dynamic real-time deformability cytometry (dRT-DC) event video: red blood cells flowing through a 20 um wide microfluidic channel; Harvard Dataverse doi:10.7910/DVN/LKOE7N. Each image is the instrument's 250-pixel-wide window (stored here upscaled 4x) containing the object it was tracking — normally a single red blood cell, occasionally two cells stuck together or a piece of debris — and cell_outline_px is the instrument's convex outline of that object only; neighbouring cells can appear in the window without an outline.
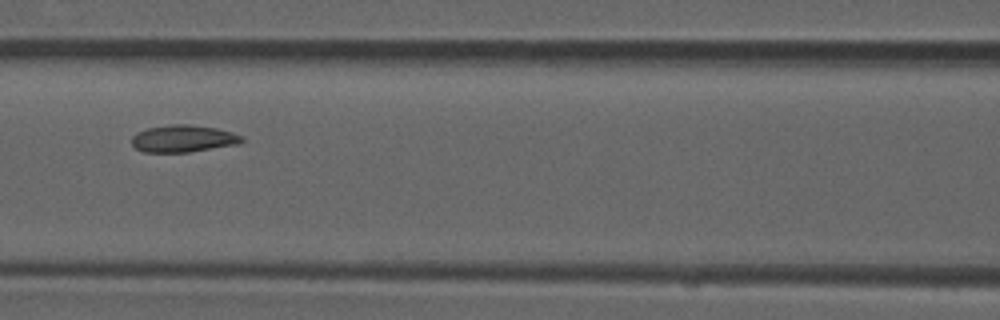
{"species": "common noctule bat (a hibernating species)", "species_latin": "Nyctalus noctula", "temperature_condition": "room temperature", "stored_images_in_passage": 10, "camera_frame_rate_fps": 3000, "um_per_image_px": 0.085, "animal": {"sex": "male", "forearm_length_mm": 52.5}, "frame": {"image": 1, "passage_image": 9, "time_ms": 2.667, "image_size_px": [1000, 320], "cell_outline_px": [[244, 140], [240, 144], [188, 152], [144, 152], [136, 148], [132, 144], [132, 136], [136, 132], [148, 128], [172, 124], [188, 124], [216, 128], [232, 132], [244, 136]], "centroid_in_image_um": [15.6, 11.78], "position_along_channel_um": 151.0, "area_um2": 17.46}}
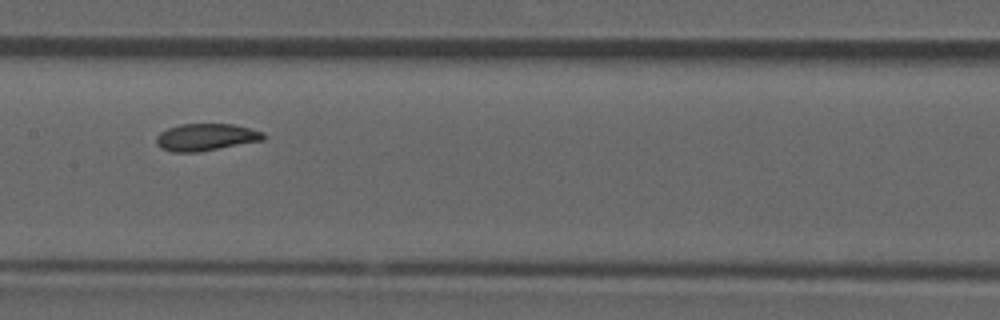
{"frame": {"image": 2, "passage_image": 10, "time_ms": 3.0, "image_size_px": [1000, 320], "cell_outline_px": [[264, 140], [200, 152], [172, 152], [160, 148], [156, 144], [156, 136], [160, 132], [168, 128], [180, 124], [232, 124], [264, 132]], "centroid_in_image_um": [17.47, 11.67], "position_along_channel_um": 189.9, "area_um2": 16.99}}